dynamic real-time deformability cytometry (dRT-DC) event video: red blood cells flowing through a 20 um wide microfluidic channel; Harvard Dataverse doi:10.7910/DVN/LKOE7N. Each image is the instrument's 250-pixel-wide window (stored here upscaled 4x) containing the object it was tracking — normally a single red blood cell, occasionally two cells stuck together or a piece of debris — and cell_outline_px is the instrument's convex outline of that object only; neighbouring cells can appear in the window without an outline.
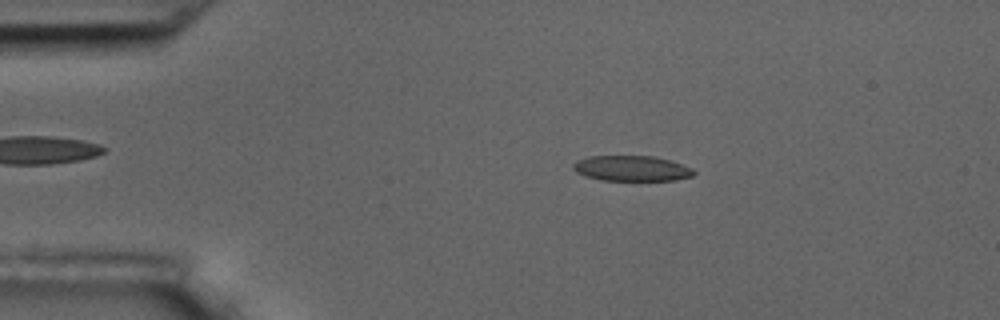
{"species": "common noctule bat (a hibernating species)", "species_latin": "Nyctalus noctula", "temperature_condition": "room temperature", "stored_images_in_passage": 48, "camera_frame_rate_fps": 3000, "um_per_image_px": 0.085, "animal": {"sex": "male", "body_mass_g": 17.5, "forearm_length_mm": 52.3}, "frame": {"image": 1, "passage_image": 3, "time_ms": 0.667, "image_size_px": [1000, 320], "cell_outline_px": [[696, 172], [692, 176], [676, 180], [600, 180], [584, 176], [576, 172], [572, 168], [572, 164], [576, 160], [588, 156], [652, 156], [668, 160], [692, 168]], "centroid_in_image_um": [53.63, 14.31], "position_along_channel_um": 31.4, "area_um2": 17.86}}
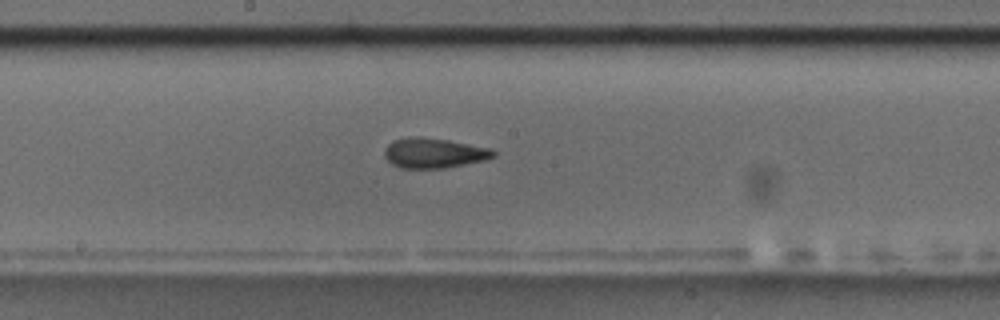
{"frame": {"image": 2, "passage_image": 22, "time_ms": 7.0, "image_size_px": [1000, 320], "cell_outline_px": [[496, 156], [488, 160], [444, 168], [400, 168], [392, 164], [384, 156], [384, 148], [392, 140], [408, 136], [420, 136], [448, 140], [492, 148], [496, 152]], "centroid_in_image_um": [36.89, 13.0], "position_along_channel_um": 211.3, "area_um2": 19.42}}
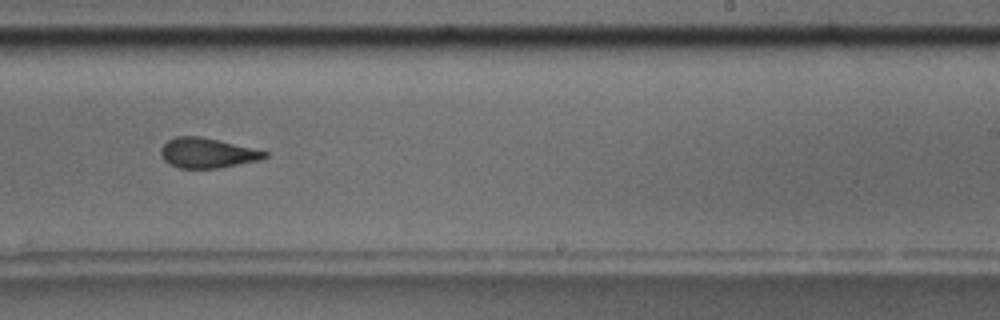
{"frame": {"image": 3, "passage_image": 27, "time_ms": 8.667, "image_size_px": [1000, 320], "cell_outline_px": [[268, 156], [264, 160], [220, 168], [180, 168], [168, 164], [164, 160], [160, 152], [160, 148], [168, 140], [176, 136], [200, 136], [220, 140], [268, 152]], "centroid_in_image_um": [17.64, 13.01], "position_along_channel_um": 271.4, "area_um2": 18.38}, "authors_computed_cell_mechanics": {"area_um2": 18.785, "velocity_mm_per_s": 3.6076, "shape_relaxation_time_tau1_ms": null, "shape_relaxation_time_tau2_ms": 2.5837, "deformation_change_tau1": null, "deformation_change_tau2": 0.0995}}